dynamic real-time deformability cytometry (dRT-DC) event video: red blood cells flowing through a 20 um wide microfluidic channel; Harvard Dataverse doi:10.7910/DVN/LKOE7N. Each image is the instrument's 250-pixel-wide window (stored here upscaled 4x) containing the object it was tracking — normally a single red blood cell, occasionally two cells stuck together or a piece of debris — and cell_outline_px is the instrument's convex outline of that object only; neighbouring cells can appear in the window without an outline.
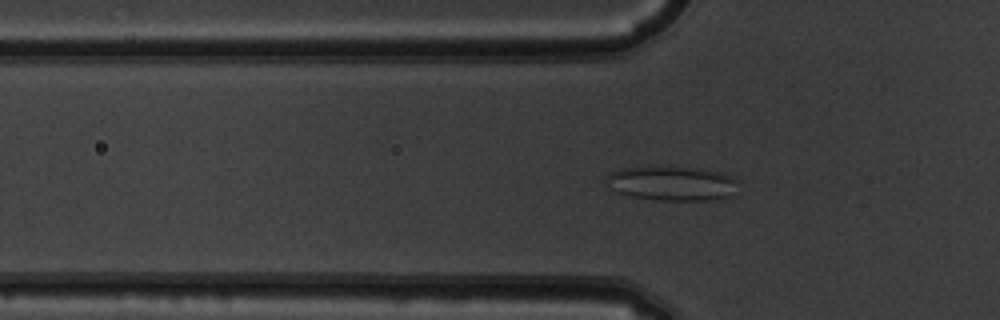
{"species": "common noctule bat (a hibernating species)", "species_latin": "Nyctalus noctula", "temperature_condition": "warm", "stored_images_in_passage": 37, "camera_frame_rate_fps": 3000, "um_per_image_px": 0.085, "animal": {"sex": "male", "body_mass_g": 19.5, "forearm_length_mm": 54.6}, "frame": {"image": 1, "passage_image": 2, "time_ms": 0.333, "image_size_px": [1000, 320], "cell_outline_px": [[736, 180], [732, 196], [708, 200], [660, 200], [632, 196], [616, 192], [612, 188], [608, 180], [608, 176], [612, 172], [620, 168], [672, 164], [700, 168], [720, 172], [732, 176]], "centroid_in_image_um": [57.13, 15.54], "position_along_channel_um": 68.7, "area_um2": 26.82}}
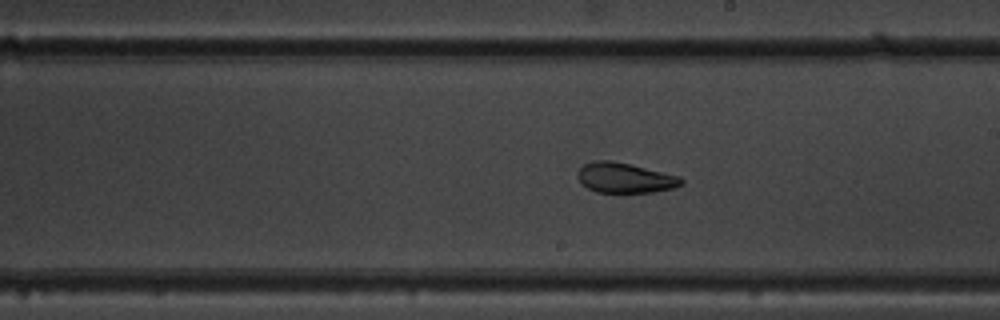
{"frame": {"image": 2, "passage_image": 15, "time_ms": 4.667, "image_size_px": [1000, 320], "cell_outline_px": [[684, 184], [672, 188], [652, 192], [596, 192], [580, 184], [576, 176], [576, 172], [584, 164], [592, 160], [612, 160], [632, 164], [680, 176], [684, 180]], "centroid_in_image_um": [53.09, 15.1], "position_along_channel_um": 235.9, "area_um2": 18.5}}
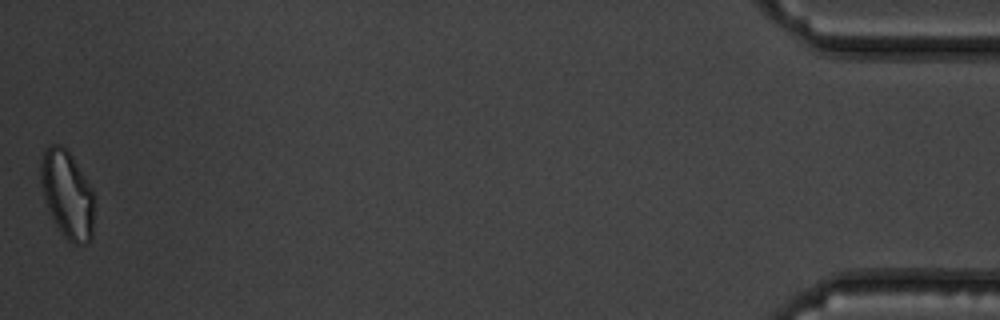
{"frame": {"image": 3, "passage_image": 37, "time_ms": 12.0, "image_size_px": [1000, 320], "cell_outline_px": [[92, 236], [88, 244], [72, 244], [64, 236], [56, 224], [44, 200], [40, 180], [40, 160], [44, 152], [52, 144], [60, 144], [72, 156], [92, 188]], "centroid_in_image_um": [5.69, 16.52], "position_along_channel_um": 429.5, "area_um2": 26.93}, "authors_computed_cell_mechanics": {"area_um2": 19.652, "velocity_mm_per_s": 3.8619, "shape_relaxation_time_tau1_ms": null, "shape_relaxation_time_tau2_ms": 1.8057, "deformation_change_tau1": null, "deformation_change_tau2": 0.0686}}